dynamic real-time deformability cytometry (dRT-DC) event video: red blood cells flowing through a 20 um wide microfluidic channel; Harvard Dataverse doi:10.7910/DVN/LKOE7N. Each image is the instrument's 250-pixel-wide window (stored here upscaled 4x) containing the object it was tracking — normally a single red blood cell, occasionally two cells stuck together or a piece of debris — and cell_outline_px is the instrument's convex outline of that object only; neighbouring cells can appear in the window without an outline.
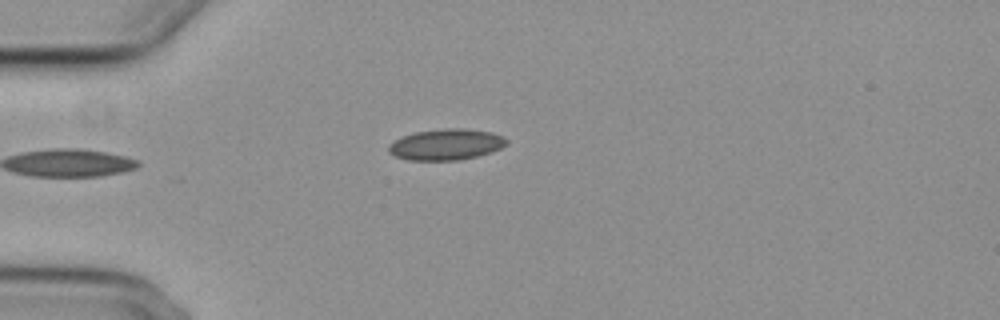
{"species": "common noctule bat (a hibernating species)", "species_latin": "Nyctalus noctula", "temperature_condition": "cold", "stored_images_in_passage": 4, "camera_frame_rate_fps": 3000, "um_per_image_px": 0.085, "animal": {"sex": "female", "body_mass_g": 29.2, "forearm_length_mm": 56.3}, "frame": {"image": 1, "passage_image": 2, "time_ms": 2.0, "image_size_px": [1000, 320], "cell_outline_px": [[508, 144], [492, 152], [460, 160], [408, 160], [396, 156], [388, 152], [388, 144], [404, 136], [416, 132], [444, 128], [464, 128], [492, 132], [504, 136], [508, 140]], "centroid_in_image_um": [37.96, 12.28], "position_along_channel_um": 47.0, "area_um2": 21.39}}
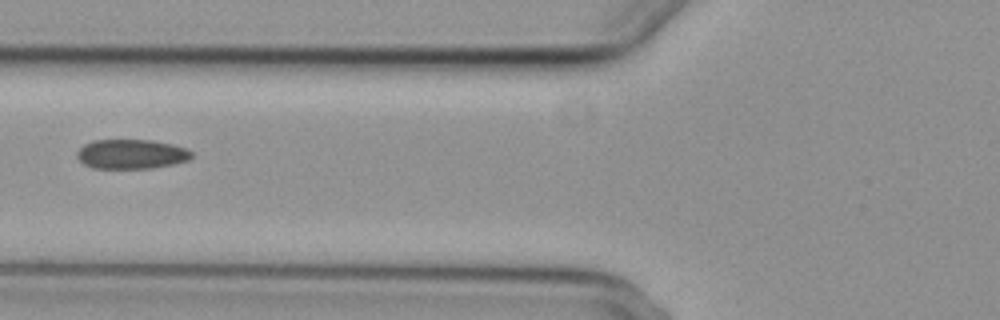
{"frame": {"image": 2, "passage_image": 4, "time_ms": 4.333, "image_size_px": [1000, 320], "cell_outline_px": [[192, 156], [188, 160], [172, 164], [152, 168], [92, 168], [84, 164], [76, 156], [76, 152], [84, 144], [92, 140], [152, 140], [172, 144], [188, 148], [192, 152]], "centroid_in_image_um": [11.16, 13.09], "position_along_channel_um": 114.6, "area_um2": 19.77}}